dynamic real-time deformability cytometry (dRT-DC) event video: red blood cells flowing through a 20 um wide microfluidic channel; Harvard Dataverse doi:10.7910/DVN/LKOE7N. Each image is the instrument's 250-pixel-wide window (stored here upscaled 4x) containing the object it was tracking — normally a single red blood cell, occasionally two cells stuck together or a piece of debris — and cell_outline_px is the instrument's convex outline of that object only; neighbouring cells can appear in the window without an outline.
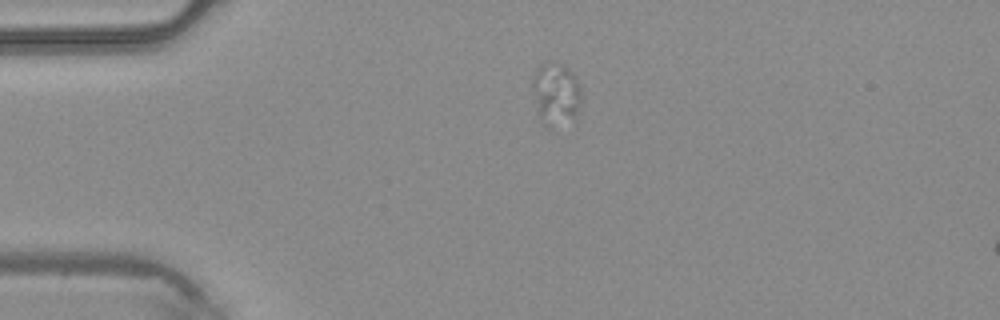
{"species": "common noctule bat (a hibernating species)", "species_latin": "Nyctalus noctula", "temperature_condition": "warm", "stored_images_in_passage": 3, "camera_frame_rate_fps": 3000, "um_per_image_px": 0.085, "animal": {"sex": "male", "body_mass_g": 20.4}, "frame": {"image": 1, "passage_image": 1, "time_ms": 0.0, "image_size_px": [1000, 320], "cell_outline_px": [[580, 108], [576, 116], [552, 128], [548, 128], [540, 116], [532, 84], [532, 80], [536, 72], [540, 68], [552, 60], [568, 68], [572, 72], [580, 88]], "centroid_in_image_um": [47.28, 7.98], "position_along_channel_um": 37.7, "area_um2": 17.11}}